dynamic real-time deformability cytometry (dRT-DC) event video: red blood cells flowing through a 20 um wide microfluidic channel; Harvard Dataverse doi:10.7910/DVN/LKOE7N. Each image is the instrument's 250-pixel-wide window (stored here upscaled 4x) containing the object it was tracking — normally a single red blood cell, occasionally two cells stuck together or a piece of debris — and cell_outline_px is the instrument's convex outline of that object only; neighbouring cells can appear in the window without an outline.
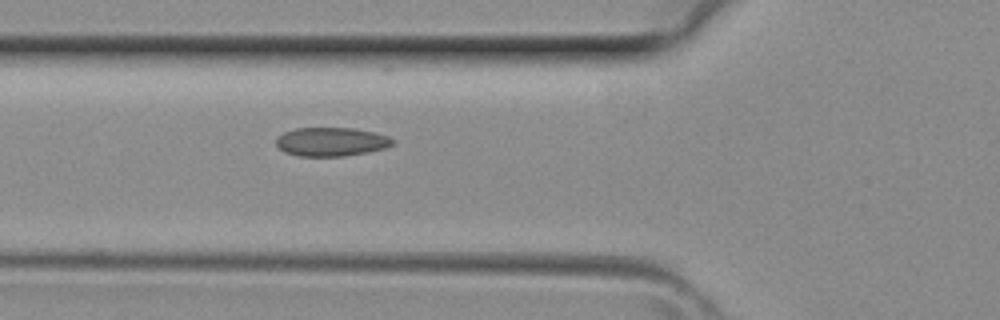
{"species": "common noctule bat (a hibernating species)", "species_latin": "Nyctalus noctula", "temperature_condition": "room temperature", "stored_images_in_passage": 2, "camera_frame_rate_fps": 3000, "um_per_image_px": 0.085, "animal": {"sex": "female", "body_mass_g": 29.2, "forearm_length_mm": 56.3}, "frame": {"image": 1, "passage_image": 2, "time_ms": 0.333, "image_size_px": [1000, 320], "cell_outline_px": [[396, 144], [384, 148], [368, 152], [344, 156], [300, 156], [284, 152], [276, 144], [276, 136], [284, 132], [296, 128], [352, 128], [376, 132], [388, 136], [396, 140]], "centroid_in_image_um": [28.19, 12.04], "position_along_channel_um": 97.6, "area_um2": 19.71}}